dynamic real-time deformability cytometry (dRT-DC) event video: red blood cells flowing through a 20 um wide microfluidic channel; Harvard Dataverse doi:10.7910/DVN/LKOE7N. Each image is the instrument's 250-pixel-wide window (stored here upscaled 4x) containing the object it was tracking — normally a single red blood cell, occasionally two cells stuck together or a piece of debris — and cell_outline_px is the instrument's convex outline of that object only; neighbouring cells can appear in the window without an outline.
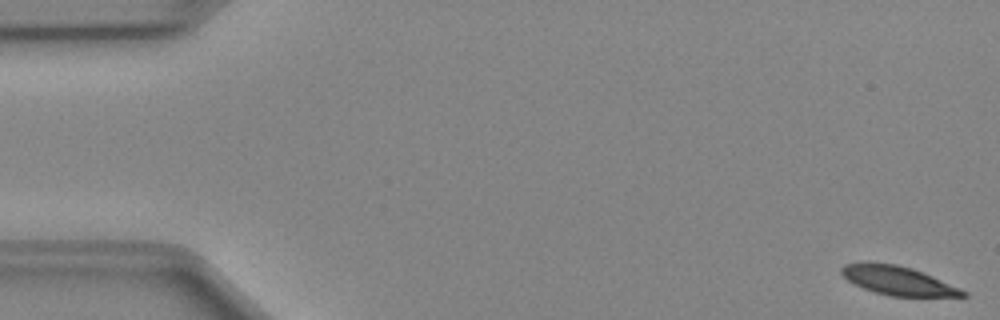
{"species": "Egyptian fruit bat (a non-hibernating species)", "species_latin": "Rousettus aegyptiacus", "temperature_condition": "cold", "stored_images_in_passage": 15, "camera_frame_rate_fps": 3000, "um_per_image_px": 0.085, "animal": {"sex": "female"}, "frame": {"image": 1, "passage_image": 1, "time_ms": 0.0, "image_size_px": [1000, 320], "cell_outline_px": [[968, 296], [892, 296], [876, 292], [864, 288], [848, 280], [840, 272], [840, 268], [844, 264], [896, 264], [912, 268], [932, 276], [960, 288], [968, 292]], "centroid_in_image_um": [76.37, 23.87], "position_along_channel_um": 8.6, "area_um2": 19.71}}